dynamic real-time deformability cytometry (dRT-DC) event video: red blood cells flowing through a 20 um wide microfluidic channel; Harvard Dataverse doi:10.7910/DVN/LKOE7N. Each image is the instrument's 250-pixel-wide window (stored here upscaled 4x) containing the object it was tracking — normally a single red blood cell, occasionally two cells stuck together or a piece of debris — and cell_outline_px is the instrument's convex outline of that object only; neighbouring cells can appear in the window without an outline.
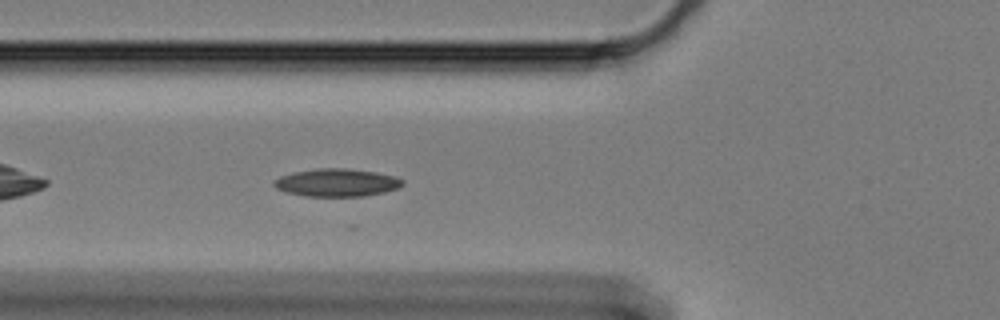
{"species": "Egyptian fruit bat (a non-hibernating species)", "species_latin": "Rousettus aegyptiacus", "temperature_condition": "cold", "stored_images_in_passage": 16, "camera_frame_rate_fps": 3000, "um_per_image_px": 0.085, "animal": {"sex": "female"}, "frame": {"image": 1, "passage_image": 7, "time_ms": 2.0, "image_size_px": [1000, 320], "cell_outline_px": [[404, 184], [400, 188], [384, 192], [364, 196], [304, 196], [288, 192], [276, 188], [272, 184], [272, 180], [280, 176], [292, 172], [316, 168], [348, 168], [376, 172], [396, 176], [404, 180]], "centroid_in_image_um": [28.64, 15.51], "position_along_channel_um": 97.2, "area_um2": 21.1}}
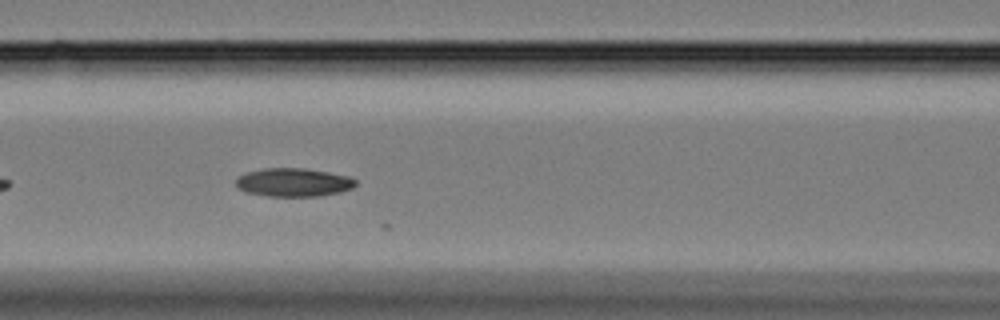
{"frame": {"image": 2, "passage_image": 11, "time_ms": 3.333, "image_size_px": [1000, 320], "cell_outline_px": [[356, 184], [352, 188], [340, 192], [316, 196], [268, 196], [244, 192], [236, 188], [236, 176], [244, 172], [264, 168], [304, 168], [328, 172], [348, 176], [356, 180]], "centroid_in_image_um": [24.88, 15.49], "position_along_channel_um": 141.7, "area_um2": 20.0}}
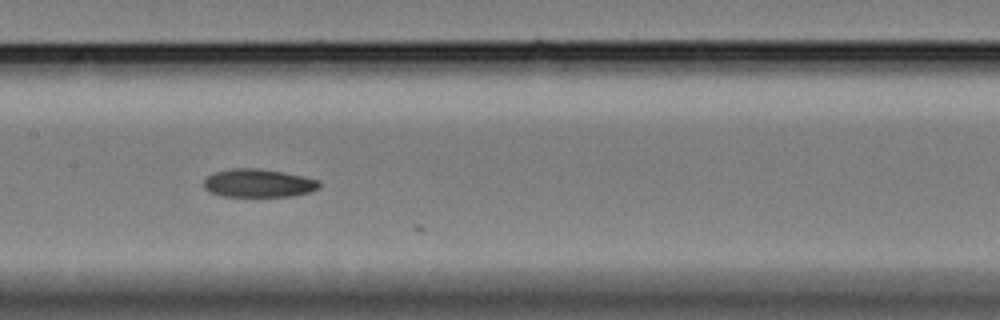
{"frame": {"image": 3, "passage_image": 15, "time_ms": 4.667, "image_size_px": [1000, 320], "cell_outline_px": [[320, 188], [308, 192], [292, 196], [220, 196], [204, 188], [204, 176], [212, 172], [228, 168], [260, 168], [284, 172], [304, 176], [320, 180]], "centroid_in_image_um": [21.94, 15.54], "position_along_channel_um": 185.5, "area_um2": 19.31}}